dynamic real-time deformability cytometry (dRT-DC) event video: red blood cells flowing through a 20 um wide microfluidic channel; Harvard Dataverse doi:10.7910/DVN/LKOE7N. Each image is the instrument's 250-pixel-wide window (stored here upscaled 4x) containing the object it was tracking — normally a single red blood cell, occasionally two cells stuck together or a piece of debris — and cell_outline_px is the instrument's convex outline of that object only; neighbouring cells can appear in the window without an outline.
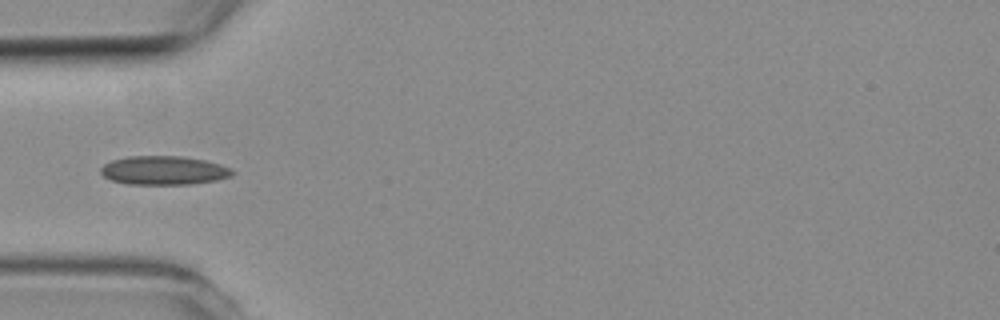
{"species": "common noctule bat (a hibernating species)", "species_latin": "Nyctalus noctula", "temperature_condition": "room temperature", "stored_images_in_passage": 4, "camera_frame_rate_fps": 3000, "um_per_image_px": 0.085, "animal": {"sex": "female", "body_mass_g": 19.3, "forearm_length_mm": 54.1}, "frame": {"image": 1, "passage_image": 4, "time_ms": 3.333, "image_size_px": [1000, 320], "cell_outline_px": [[236, 172], [232, 176], [216, 180], [192, 184], [128, 184], [112, 180], [104, 176], [100, 172], [100, 168], [104, 164], [112, 160], [128, 156], [180, 156], [204, 160], [220, 164], [232, 168]], "centroid_in_image_um": [13.95, 14.48], "position_along_channel_um": 71.1, "area_um2": 22.14}}